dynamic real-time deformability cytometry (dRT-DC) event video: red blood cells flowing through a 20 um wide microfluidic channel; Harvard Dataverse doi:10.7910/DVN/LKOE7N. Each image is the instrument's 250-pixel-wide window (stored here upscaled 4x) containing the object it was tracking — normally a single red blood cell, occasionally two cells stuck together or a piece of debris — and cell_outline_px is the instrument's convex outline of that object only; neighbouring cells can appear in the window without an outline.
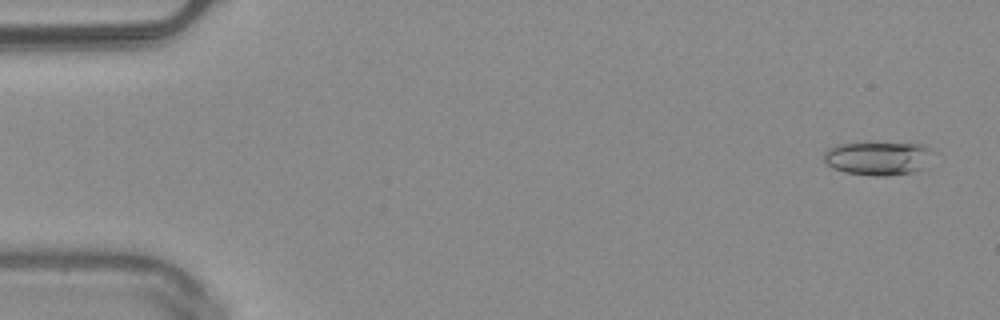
{"species": "common noctule bat (a hibernating species)", "species_latin": "Nyctalus noctula", "temperature_condition": "warm", "stored_images_in_passage": 52, "segment_of_instrument_passage": [1, 2], "camera_frame_rate_fps": 3000, "um_per_image_px": 0.085, "animal": {"sex": "male", "body_mass_g": 20.4}, "frame": {"image": 1, "passage_image": 3, "time_ms": 0.667, "image_size_px": [1000, 320], "cell_outline_px": [[936, 152], [928, 168], [912, 172], [884, 176], [872, 176], [844, 172], [832, 168], [824, 160], [824, 152], [828, 148], [836, 144], [868, 140], [924, 144], [936, 148]], "centroid_in_image_um": [74.74, 13.39], "position_along_channel_um": 10.3, "area_um2": 23.06}}
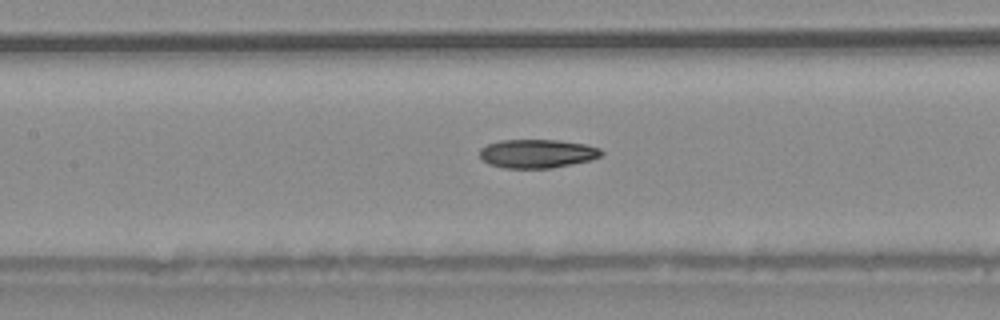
{"frame": {"image": 2, "passage_image": 24, "time_ms": 7.667, "image_size_px": [1000, 320], "cell_outline_px": [[604, 152], [600, 156], [592, 160], [552, 168], [504, 168], [488, 164], [480, 156], [480, 148], [488, 144], [500, 140], [560, 140], [584, 144], [600, 148]], "centroid_in_image_um": [45.67, 13.06], "position_along_channel_um": 161.7, "area_um2": 20.4}}
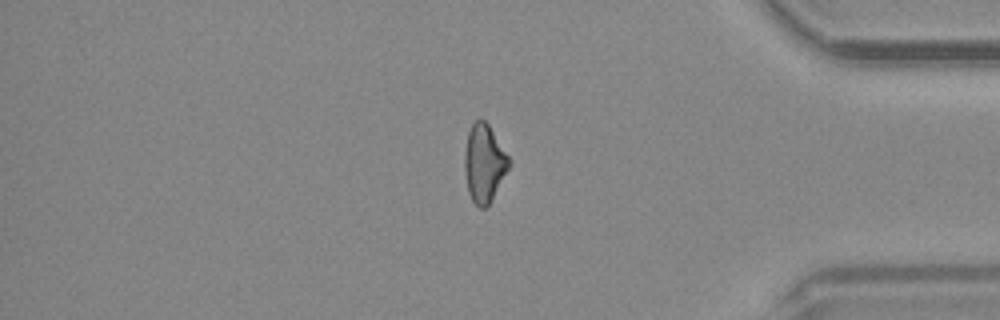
{"frame": {"image": 3, "passage_image": 43, "time_ms": 14.0, "image_size_px": [1000, 320], "cell_outline_px": [[512, 164], [488, 208], [480, 208], [472, 200], [468, 192], [464, 172], [464, 152], [468, 132], [472, 124], [476, 120], [484, 120], [488, 124], [512, 160]], "centroid_in_image_um": [41.18, 13.91], "position_along_channel_um": 394.0, "area_um2": 20.58}}